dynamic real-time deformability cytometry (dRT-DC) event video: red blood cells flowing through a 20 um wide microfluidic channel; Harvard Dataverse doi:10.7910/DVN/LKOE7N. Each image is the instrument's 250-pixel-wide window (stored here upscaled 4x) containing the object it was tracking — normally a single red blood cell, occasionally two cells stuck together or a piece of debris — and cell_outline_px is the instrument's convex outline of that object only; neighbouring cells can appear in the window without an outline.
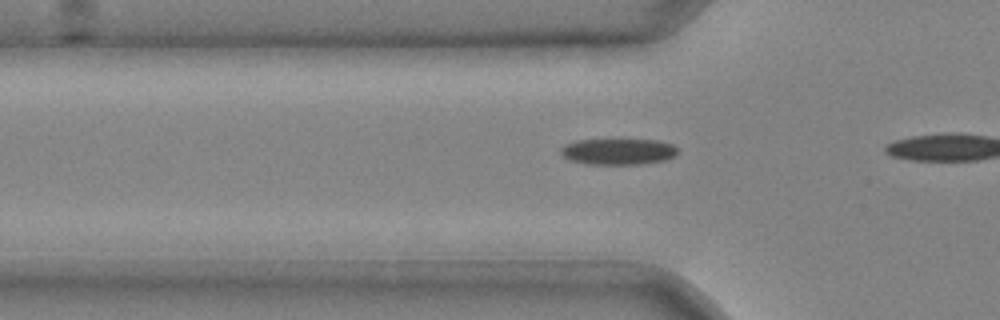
{"species": "common noctule bat (a hibernating species)", "species_latin": "Nyctalus noctula", "temperature_condition": "cold", "stored_images_in_passage": 7, "camera_frame_rate_fps": 3000, "um_per_image_px": 0.085, "animal": {"sex": "male", "body_mass_g": 20.4}, "frame": {"image": 1, "passage_image": 5, "time_ms": 1.333, "image_size_px": [1000, 320], "cell_outline_px": [[676, 156], [664, 160], [640, 164], [584, 164], [568, 160], [560, 152], [560, 148], [564, 144], [576, 140], [656, 140], [672, 144], [676, 148]], "centroid_in_image_um": [52.49, 12.89], "position_along_channel_um": 73.3, "area_um2": 17.8}}